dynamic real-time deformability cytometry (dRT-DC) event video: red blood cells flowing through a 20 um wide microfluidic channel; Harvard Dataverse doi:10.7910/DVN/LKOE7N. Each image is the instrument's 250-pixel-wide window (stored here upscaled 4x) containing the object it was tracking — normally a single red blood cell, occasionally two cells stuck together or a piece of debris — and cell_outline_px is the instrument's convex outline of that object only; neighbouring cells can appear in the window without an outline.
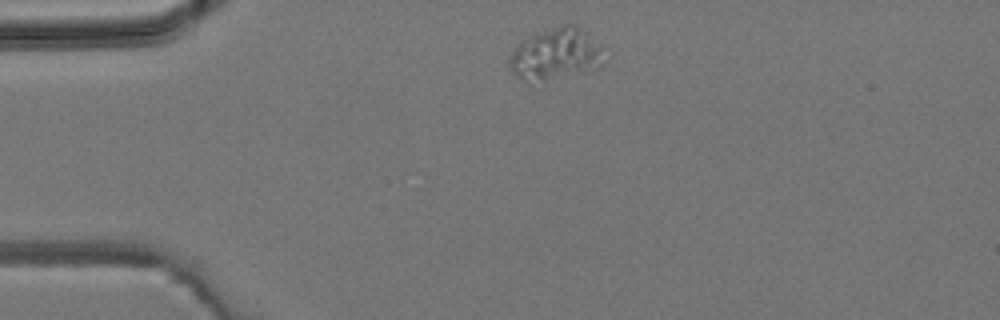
{"species": "common noctule bat (a hibernating species)", "species_latin": "Nyctalus noctula", "temperature_condition": "room temperature", "stored_images_in_passage": 4, "camera_frame_rate_fps": 3000, "um_per_image_px": 0.085, "animal": {"sex": "male", "body_mass_g": 19.2, "forearm_length_mm": 51.8}, "frame": {"image": 1, "passage_image": 4, "time_ms": 4.667, "image_size_px": [1000, 320], "cell_outline_px": [[600, 68], [592, 72], [528, 84], [524, 84], [512, 72], [508, 64], [508, 56], [528, 36], [560, 24], [576, 24], [580, 28], [596, 52], [600, 64]], "centroid_in_image_um": [47.06, 4.69], "position_along_channel_um": 37.9, "area_um2": 27.86}}